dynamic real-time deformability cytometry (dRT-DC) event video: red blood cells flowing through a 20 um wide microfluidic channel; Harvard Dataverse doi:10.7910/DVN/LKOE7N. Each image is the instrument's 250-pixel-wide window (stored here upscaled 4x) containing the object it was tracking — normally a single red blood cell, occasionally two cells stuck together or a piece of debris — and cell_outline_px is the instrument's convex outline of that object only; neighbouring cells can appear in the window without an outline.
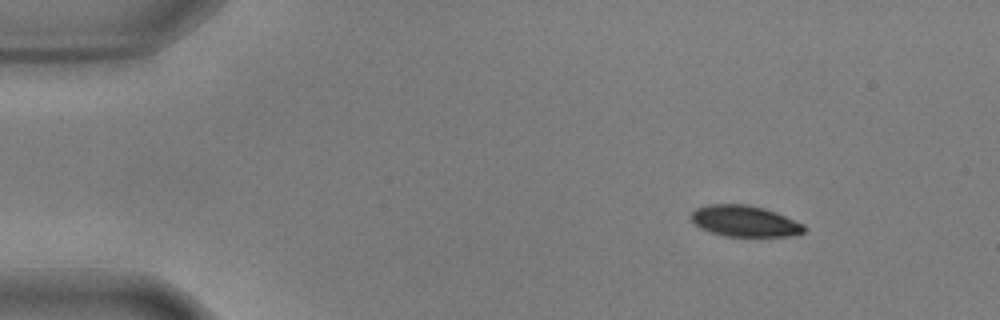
{"species": "common noctule bat (a hibernating species)", "species_latin": "Nyctalus noctula", "temperature_condition": "warm", "stored_images_in_passage": 50, "camera_frame_rate_fps": 3000, "um_per_image_px": 0.085, "animal": {"sex": "male", "body_mass_g": 17.9, "forearm_length_mm": 54.2}, "frame": {"image": 1, "passage_image": 1, "time_ms": 0.0, "image_size_px": [1000, 320], "cell_outline_px": [[804, 232], [792, 236], [724, 236], [700, 228], [688, 216], [696, 208], [708, 204], [748, 204], [764, 208], [776, 212], [804, 224]], "centroid_in_image_um": [63.28, 18.78], "position_along_channel_um": 21.7, "area_um2": 20.52}}
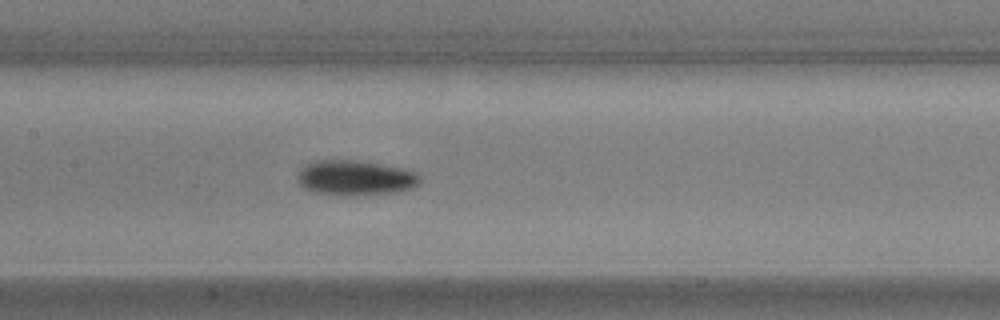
{"frame": {"image": 2, "passage_image": 21, "time_ms": 6.667, "image_size_px": [1000, 320], "cell_outline_px": [[420, 184], [412, 188], [396, 192], [344, 196], [312, 192], [304, 188], [296, 180], [296, 176], [300, 168], [304, 164], [312, 160], [356, 160], [408, 168], [416, 172], [420, 176]], "centroid_in_image_um": [30.18, 15.1], "position_along_channel_um": 177.2, "area_um2": 25.61}}
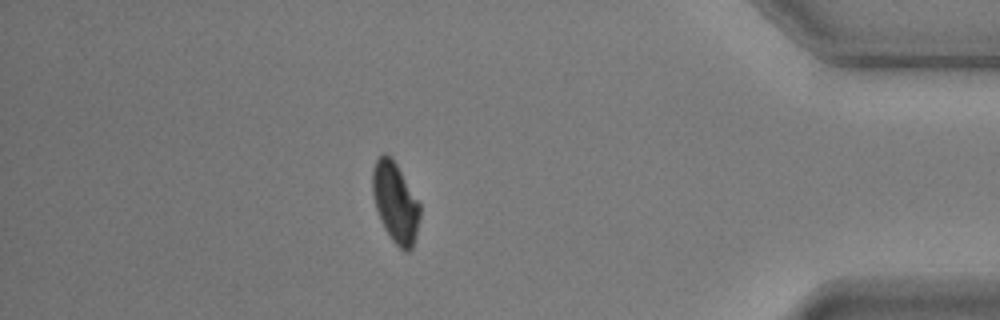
{"frame": {"image": 3, "passage_image": 43, "time_ms": 14.0, "image_size_px": [1000, 320], "cell_outline_px": [[420, 216], [416, 236], [412, 248], [408, 252], [404, 252], [392, 240], [384, 228], [380, 220], [376, 208], [372, 192], [372, 168], [376, 160], [384, 152], [392, 156], [420, 204]], "centroid_in_image_um": [33.6, 17.2], "position_along_channel_um": 401.6, "area_um2": 22.25}, "authors_computed_cell_mechanics": {"area_um2": 23.0622, "velocity_mm_per_s": 3.5837, "shape_relaxation_time_tau1_ms": 3.2913, "shape_relaxation_time_tau2_ms": null, "deformation_change_tau1": 0.1126, "deformation_change_tau2": null}}